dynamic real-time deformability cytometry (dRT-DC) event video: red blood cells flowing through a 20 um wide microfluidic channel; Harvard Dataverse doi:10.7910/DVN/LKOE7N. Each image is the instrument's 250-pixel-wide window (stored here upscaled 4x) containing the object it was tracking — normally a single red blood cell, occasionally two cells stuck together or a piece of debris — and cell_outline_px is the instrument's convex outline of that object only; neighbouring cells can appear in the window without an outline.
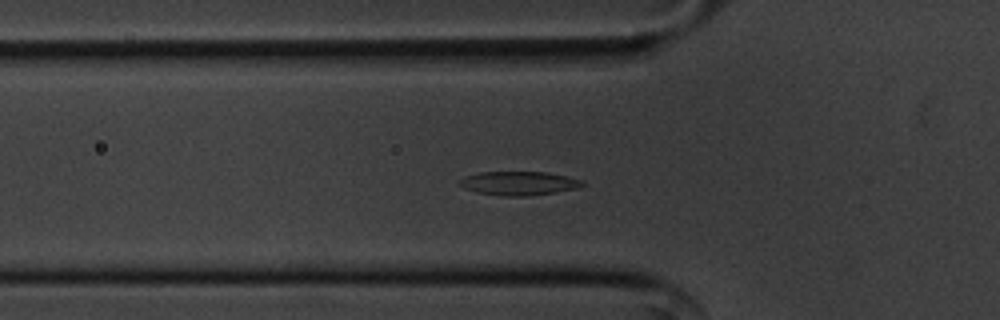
{"species": "common noctule bat (a hibernating species)", "species_latin": "Nyctalus noctula", "temperature_condition": "cold", "stored_images_in_passage": 14, "camera_frame_rate_fps": 3000, "um_per_image_px": 0.085, "animal": {"sex": "male", "body_mass_g": 20.1, "forearm_length_mm": 53.5}, "frame": {"image": 1, "passage_image": 7, "time_ms": 2.0, "image_size_px": [1000, 320], "cell_outline_px": [[584, 184], [576, 188], [556, 192], [528, 196], [500, 196], [476, 192], [464, 188], [456, 180], [464, 176], [480, 172], [548, 172], [580, 180]], "centroid_in_image_um": [44.02, 15.58], "position_along_channel_um": 81.8, "area_um2": 16.99}}
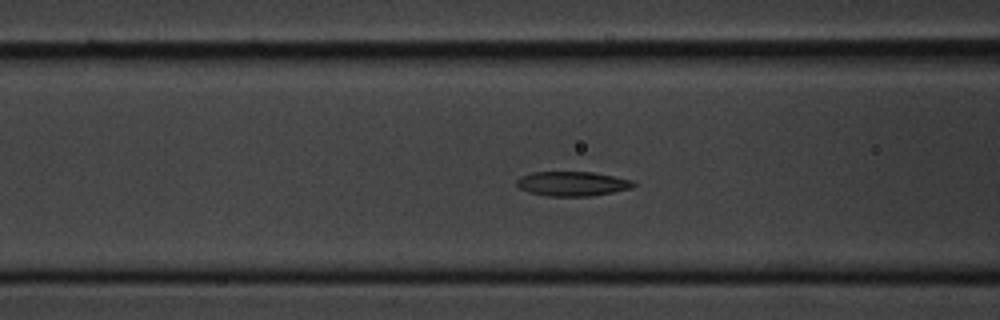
{"frame": {"image": 2, "passage_image": 10, "time_ms": 3.0, "image_size_px": [1000, 320], "cell_outline_px": [[636, 184], [632, 188], [592, 196], [548, 196], [528, 192], [520, 188], [516, 184], [516, 180], [520, 176], [532, 172], [592, 172], [632, 180]], "centroid_in_image_um": [48.62, 15.62], "position_along_channel_um": 118.0, "area_um2": 16.65}}
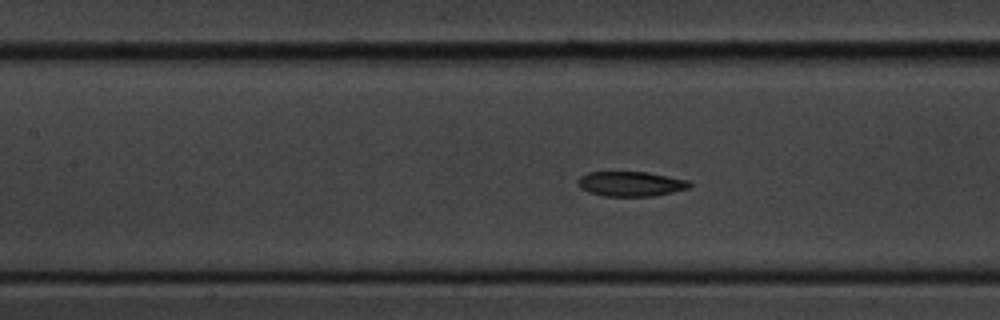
{"frame": {"image": 3, "passage_image": 13, "time_ms": 4.0, "image_size_px": [1000, 320], "cell_outline_px": [[692, 184], [688, 188], [656, 196], [604, 196], [588, 192], [580, 188], [576, 184], [576, 180], [580, 176], [588, 172], [648, 172], [688, 180]], "centroid_in_image_um": [53.57, 15.63], "position_along_channel_um": 153.8, "area_um2": 16.3}}